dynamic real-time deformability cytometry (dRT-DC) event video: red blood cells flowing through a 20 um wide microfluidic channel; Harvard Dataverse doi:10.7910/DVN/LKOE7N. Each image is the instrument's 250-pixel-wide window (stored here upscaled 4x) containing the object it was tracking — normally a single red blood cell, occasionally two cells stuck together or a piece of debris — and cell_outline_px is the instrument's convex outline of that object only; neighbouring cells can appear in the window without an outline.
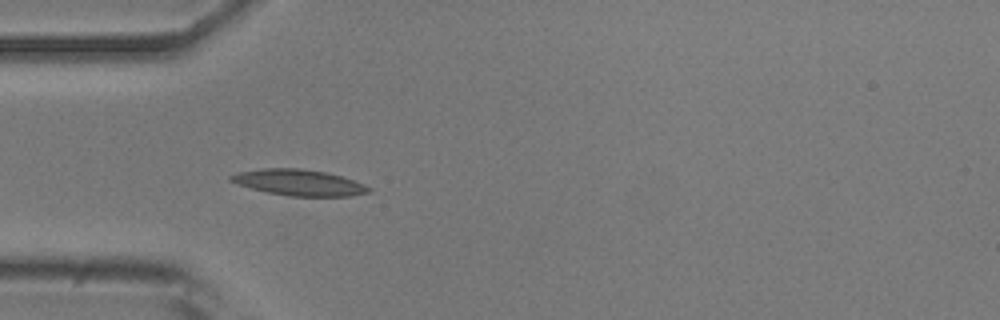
{"species": "common noctule bat (a hibernating species)", "species_latin": "Nyctalus noctula", "temperature_condition": "room temperature", "stored_images_in_passage": 5, "camera_frame_rate_fps": 3000, "um_per_image_px": 0.085, "animal": {"sex": "male", "body_mass_g": 20.5, "forearm_length_mm": 52.5}, "frame": {"image": 1, "passage_image": 4, "time_ms": 1.0, "image_size_px": [1000, 320], "cell_outline_px": [[372, 192], [352, 196], [288, 196], [268, 192], [252, 188], [228, 180], [228, 176], [240, 172], [264, 168], [300, 168], [324, 172], [340, 176], [364, 184], [372, 188]], "centroid_in_image_um": [25.45, 15.52], "position_along_channel_um": 59.6, "area_um2": 20.75}}
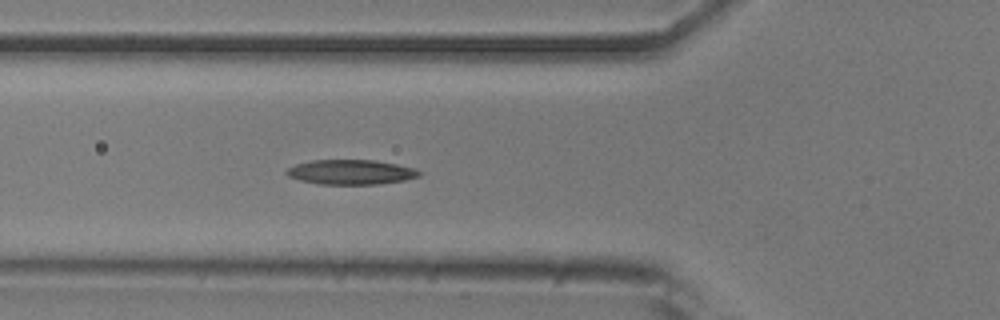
{"frame": {"image": 2, "passage_image": 5, "time_ms": 1.333, "image_size_px": [1000, 320], "cell_outline_px": [[420, 176], [404, 180], [380, 184], [320, 184], [300, 180], [288, 176], [284, 172], [288, 168], [296, 164], [312, 160], [376, 160], [416, 168], [420, 172]], "centroid_in_image_um": [29.83, 14.62], "position_along_channel_um": 96.0, "area_um2": 19.13}}